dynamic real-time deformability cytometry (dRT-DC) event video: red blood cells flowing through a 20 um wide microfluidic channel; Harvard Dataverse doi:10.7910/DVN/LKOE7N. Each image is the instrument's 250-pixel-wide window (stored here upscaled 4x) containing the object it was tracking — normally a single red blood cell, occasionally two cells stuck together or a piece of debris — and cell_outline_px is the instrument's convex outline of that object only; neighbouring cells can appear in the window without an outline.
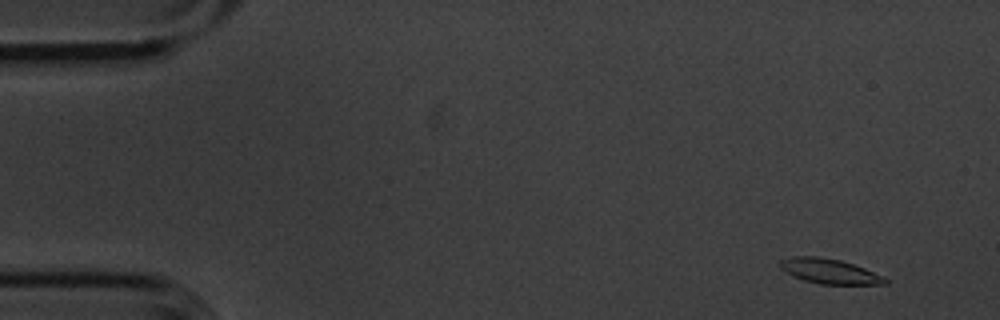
{"species": "common noctule bat (a hibernating species)", "species_latin": "Nyctalus noctula", "temperature_condition": "cold", "stored_images_in_passage": 55, "camera_frame_rate_fps": 3000, "um_per_image_px": 0.085, "animal": {"sex": "male", "body_mass_g": 20.1, "forearm_length_mm": 53.5}, "frame": {"image": 1, "passage_image": 4, "time_ms": 1.0, "image_size_px": [1000, 320], "cell_outline_px": [[888, 284], [820, 284], [804, 280], [792, 276], [780, 268], [780, 260], [792, 256], [820, 256], [840, 260], [864, 268], [884, 276], [888, 280]], "centroid_in_image_um": [70.49, 23.05], "position_along_channel_um": 14.5, "area_um2": 15.26}}
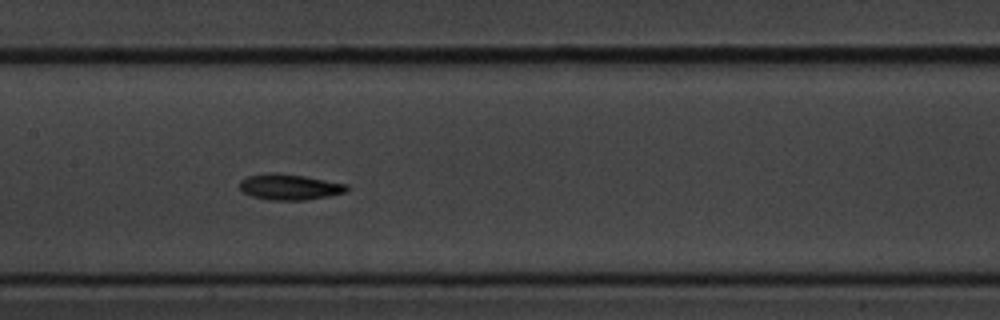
{"frame": {"image": 2, "passage_image": 27, "time_ms": 8.667, "image_size_px": [1000, 320], "cell_outline_px": [[348, 188], [344, 192], [328, 196], [308, 200], [268, 200], [252, 196], [244, 192], [240, 188], [240, 180], [248, 176], [268, 172], [276, 172], [304, 176], [348, 184]], "centroid_in_image_um": [24.59, 15.88], "position_along_channel_um": 182.8, "area_um2": 16.13}}
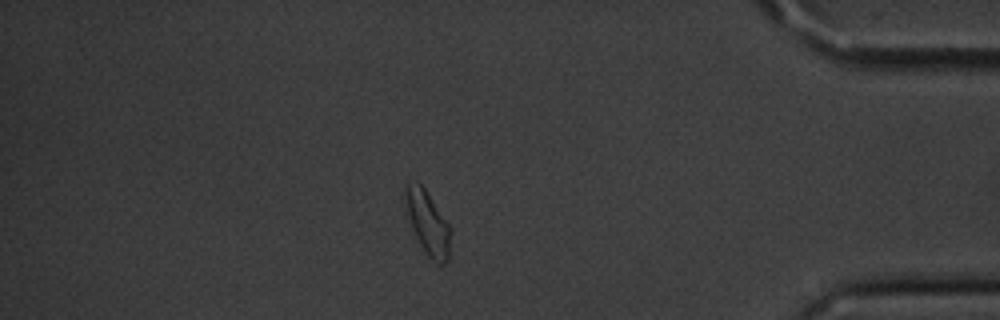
{"frame": {"image": 3, "passage_image": 48, "time_ms": 15.667, "image_size_px": [1000, 320], "cell_outline_px": [[452, 228], [448, 260], [444, 264], [440, 264], [432, 260], [428, 256], [420, 244], [416, 236], [408, 212], [404, 192], [404, 184], [408, 180], [420, 184], [424, 188]], "centroid_in_image_um": [36.39, 18.94], "position_along_channel_um": 398.8, "area_um2": 16.53}, "authors_computed_cell_mechanics": {"area_um2": 15.4904, "velocity_mm_per_s": 3.5979, "shape_relaxation_time_tau1_ms": 3.1818, "shape_relaxation_time_tau2_ms": 3.2552, "deformation_change_tau1": 0.1427, "deformation_change_tau2": 0.0955}}